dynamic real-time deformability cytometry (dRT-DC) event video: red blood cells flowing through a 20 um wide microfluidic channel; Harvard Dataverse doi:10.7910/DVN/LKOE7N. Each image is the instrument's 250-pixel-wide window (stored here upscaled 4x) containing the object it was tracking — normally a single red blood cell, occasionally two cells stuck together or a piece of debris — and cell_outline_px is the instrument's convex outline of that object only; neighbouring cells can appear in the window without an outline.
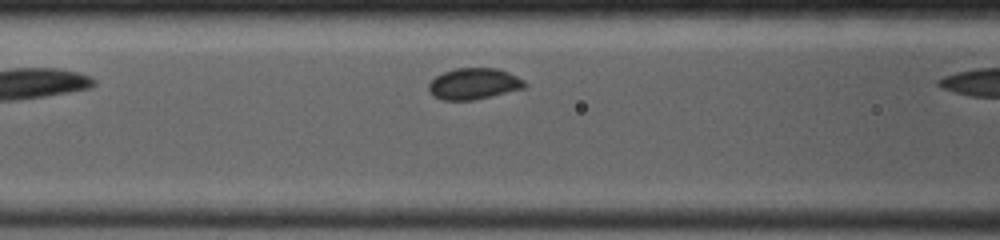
{"species": "common noctule bat (a hibernating species)", "species_latin": "Nyctalus noctula", "temperature_condition": "room temperature", "stored_images_in_passage": 11, "camera_frame_rate_fps": 4000, "um_per_image_px": 0.085, "animal": {"sex": "female", "body_mass_g": 19.0, "forearm_length_mm": 53.3}, "frame": {"image": 1, "passage_image": 8, "time_ms": 1.25, "image_size_px": [1000, 240], "cell_outline_px": [[528, 84], [524, 88], [476, 100], [444, 100], [432, 96], [428, 92], [428, 84], [436, 76], [444, 72], [456, 68], [496, 68], [508, 72], [524, 80]], "centroid_in_image_um": [40.26, 7.13], "position_along_channel_um": 126.3, "area_um2": 17.57}}